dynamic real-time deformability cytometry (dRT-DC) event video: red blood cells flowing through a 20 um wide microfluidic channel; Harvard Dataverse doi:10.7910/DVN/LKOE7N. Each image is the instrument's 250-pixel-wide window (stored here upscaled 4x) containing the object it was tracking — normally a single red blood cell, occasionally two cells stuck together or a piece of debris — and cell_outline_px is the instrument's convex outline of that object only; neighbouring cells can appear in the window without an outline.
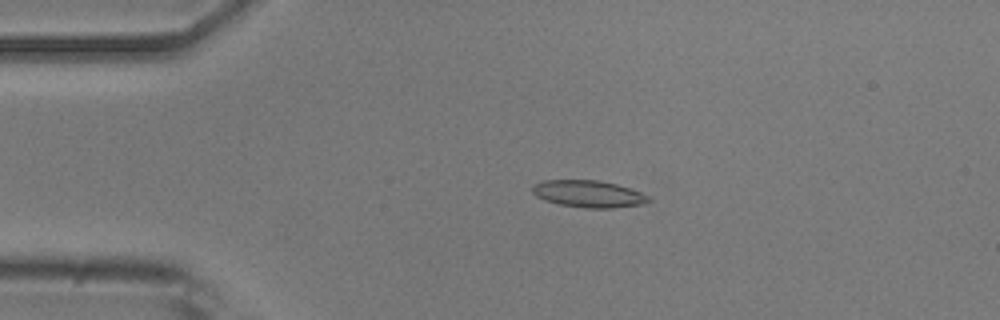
{"species": "common noctule bat (a hibernating species)", "species_latin": "Nyctalus noctula", "temperature_condition": "room temperature", "stored_images_in_passage": 52, "camera_frame_rate_fps": 3000, "um_per_image_px": 0.085, "animal": {"sex": "male", "body_mass_g": 20.5, "forearm_length_mm": 52.5}, "frame": {"image": 1, "passage_image": 11, "time_ms": 3.333, "image_size_px": [1000, 320], "cell_outline_px": [[652, 200], [644, 204], [612, 208], [584, 208], [560, 204], [544, 200], [536, 196], [532, 192], [532, 188], [540, 180], [600, 180], [616, 184], [640, 192], [648, 196]], "centroid_in_image_um": [50.02, 16.48], "position_along_channel_um": 35.0, "area_um2": 18.26}}
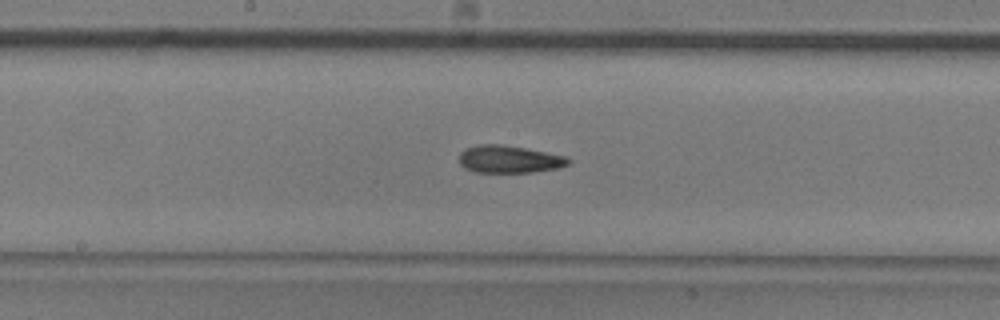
{"frame": {"image": 2, "passage_image": 27, "time_ms": 8.667, "image_size_px": [1000, 320], "cell_outline_px": [[572, 160], [568, 164], [560, 168], [532, 172], [476, 172], [464, 168], [460, 164], [460, 152], [464, 148], [480, 144], [504, 144], [564, 156]], "centroid_in_image_um": [43.26, 13.53], "position_along_channel_um": 204.9, "area_um2": 17.46}}
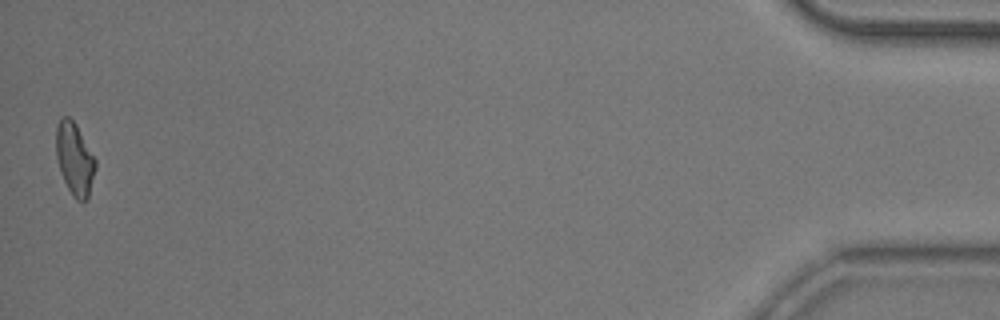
{"frame": {"image": 3, "passage_image": 52, "time_ms": 17.0, "image_size_px": [1000, 320], "cell_outline_px": [[96, 168], [88, 200], [84, 204], [76, 200], [72, 196], [64, 180], [56, 156], [56, 128], [60, 116], [68, 116], [76, 124], [96, 160]], "centroid_in_image_um": [6.36, 13.54], "position_along_channel_um": 428.8, "area_um2": 16.76}, "authors_computed_cell_mechanics": {"area_um2": 17.4267, "velocity_mm_per_s": 3.8341, "shape_relaxation_time_tau1_ms": 10.0847, "shape_relaxation_time_tau2_ms": 4.1458, "deformation_change_tau1": 0.213, "deformation_change_tau2": 0.1319}}